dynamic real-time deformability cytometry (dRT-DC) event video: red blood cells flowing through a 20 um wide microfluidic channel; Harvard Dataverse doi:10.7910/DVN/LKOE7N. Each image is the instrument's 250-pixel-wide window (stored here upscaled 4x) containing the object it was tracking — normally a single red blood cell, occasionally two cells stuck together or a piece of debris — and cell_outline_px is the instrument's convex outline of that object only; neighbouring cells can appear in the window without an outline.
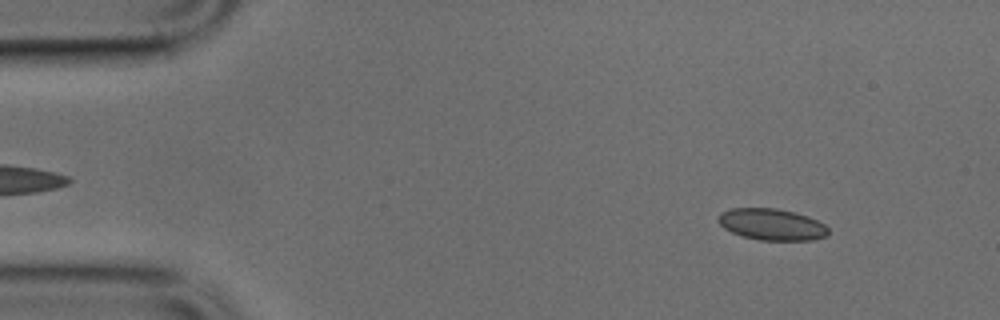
{"species": "common noctule bat (a hibernating species)", "species_latin": "Nyctalus noctula", "temperature_condition": "cold", "stored_images_in_passage": 22, "camera_frame_rate_fps": 3000, "um_per_image_px": 0.085, "animal": {"sex": "male", "body_mass_g": 17.9, "forearm_length_mm": 54.2}, "frame": {"image": 1, "passage_image": 4, "time_ms": 1.0, "image_size_px": [1000, 320], "cell_outline_px": [[828, 232], [824, 236], [812, 240], [760, 240], [744, 236], [732, 232], [724, 228], [716, 220], [720, 212], [732, 208], [776, 208], [808, 216], [824, 224], [828, 228]], "centroid_in_image_um": [65.56, 19.07], "position_along_channel_um": 19.4, "area_um2": 20.06}}
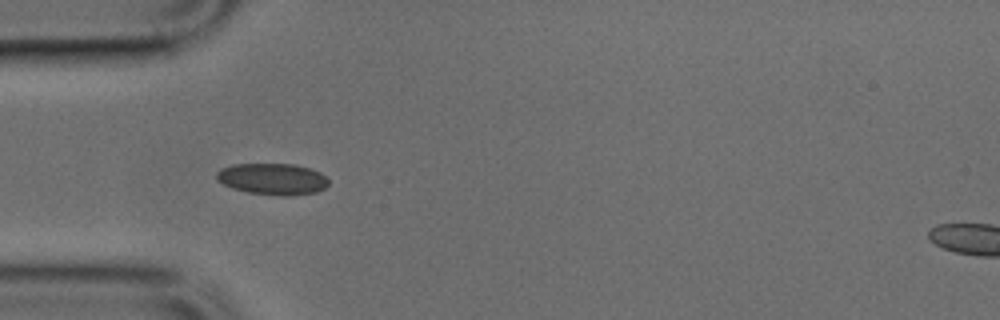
{"frame": {"image": 2, "passage_image": 13, "time_ms": 4.0, "image_size_px": [1000, 320], "cell_outline_px": [[328, 184], [324, 188], [316, 192], [288, 196], [280, 196], [248, 192], [232, 188], [216, 180], [216, 172], [220, 168], [232, 164], [296, 164], [320, 172], [328, 180]], "centroid_in_image_um": [23.14, 15.21], "position_along_channel_um": 61.9, "area_um2": 20.58}}
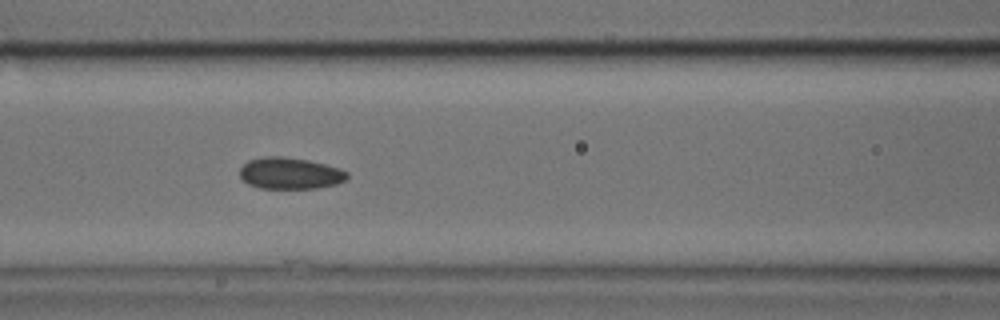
{"frame": {"image": 3, "passage_image": 19, "time_ms": 6.0, "image_size_px": [1000, 320], "cell_outline_px": [[348, 176], [344, 180], [336, 184], [316, 188], [260, 188], [248, 184], [240, 176], [240, 168], [248, 160], [264, 156], [284, 156], [308, 160], [340, 168], [348, 172]], "centroid_in_image_um": [24.64, 14.72], "position_along_channel_um": 142.0, "area_um2": 19.71}}